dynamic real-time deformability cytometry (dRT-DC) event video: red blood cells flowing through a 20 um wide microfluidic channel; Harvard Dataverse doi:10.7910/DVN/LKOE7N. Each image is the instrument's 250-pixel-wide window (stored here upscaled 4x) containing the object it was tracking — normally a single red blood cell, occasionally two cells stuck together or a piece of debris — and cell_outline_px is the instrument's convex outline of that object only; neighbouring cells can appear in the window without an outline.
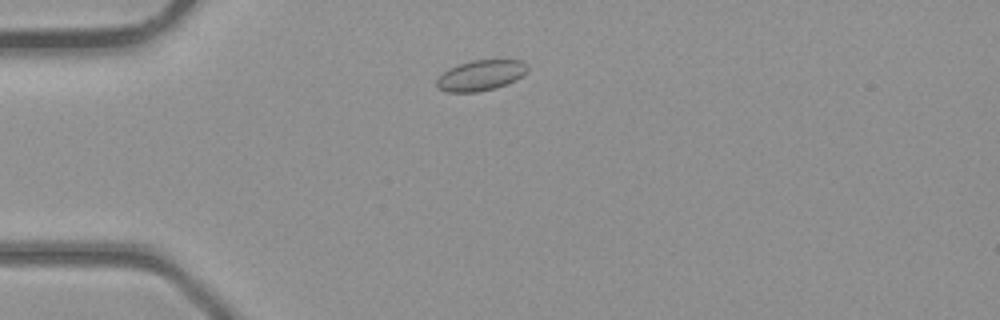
{"species": "common noctule bat (a hibernating species)", "species_latin": "Nyctalus noctula", "temperature_condition": "room temperature", "stored_images_in_passage": 35, "camera_frame_rate_fps": 3000, "um_per_image_px": 0.085, "animal": {"sex": "male", "body_mass_g": 23.1, "forearm_length_mm": 52.7}, "frame": {"image": 1, "passage_image": 5, "time_ms": 1.333, "image_size_px": [1000, 320], "cell_outline_px": [[528, 72], [516, 80], [496, 88], [476, 92], [448, 92], [440, 88], [436, 84], [436, 80], [448, 68], [456, 64], [472, 60], [520, 60], [528, 64]], "centroid_in_image_um": [40.89, 6.39], "position_along_channel_um": 44.1, "area_um2": 16.24}}
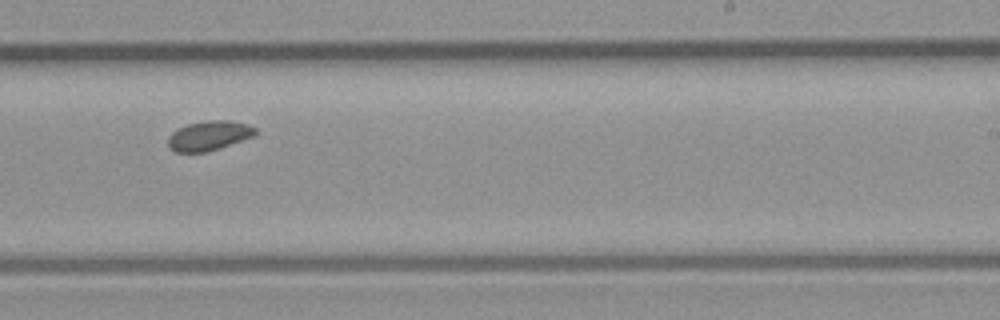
{"frame": {"image": 2, "passage_image": 20, "time_ms": 6.333, "image_size_px": [1000, 320], "cell_outline_px": [[256, 132], [252, 136], [220, 148], [208, 152], [176, 152], [168, 148], [168, 136], [172, 132], [188, 124], [208, 120], [228, 120], [248, 124], [256, 128]], "centroid_in_image_um": [17.73, 11.53], "position_along_channel_um": 271.3, "area_um2": 14.97}}
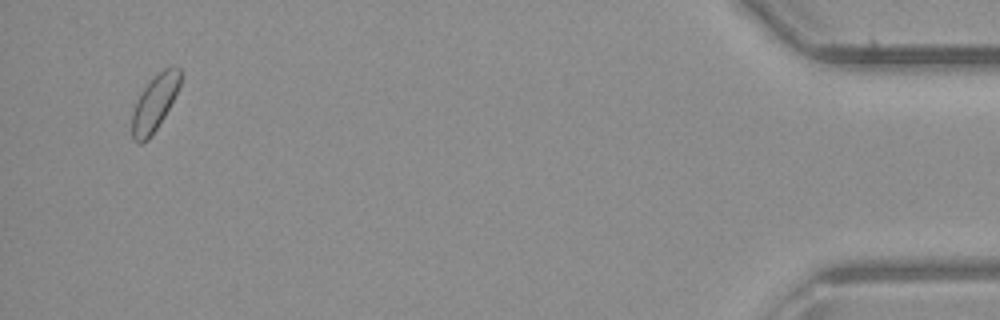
{"frame": {"image": 3, "passage_image": 34, "time_ms": 11.0, "image_size_px": [1000, 320], "cell_outline_px": [[180, 84], [164, 116], [148, 140], [140, 144], [132, 140], [132, 112], [144, 88], [164, 68], [172, 64], [180, 68]], "centroid_in_image_um": [13.13, 8.77], "position_along_channel_um": 422.1, "area_um2": 15.2}}